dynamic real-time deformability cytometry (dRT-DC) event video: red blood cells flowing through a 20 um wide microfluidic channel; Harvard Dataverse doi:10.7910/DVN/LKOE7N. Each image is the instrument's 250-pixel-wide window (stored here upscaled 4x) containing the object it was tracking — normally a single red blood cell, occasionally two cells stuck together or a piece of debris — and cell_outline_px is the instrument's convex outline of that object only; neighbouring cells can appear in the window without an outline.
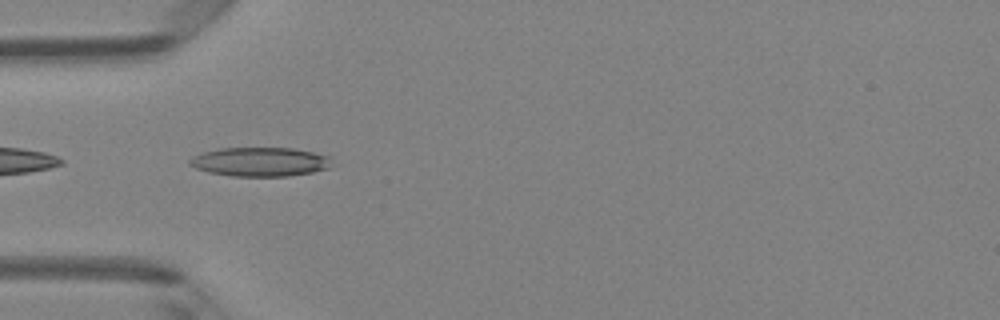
{"species": "Egyptian fruit bat (a non-hibernating species)", "species_latin": "Rousettus aegyptiacus", "temperature_condition": "room temperature", "stored_images_in_passage": 6, "camera_frame_rate_fps": 3000, "um_per_image_px": 0.085, "animal": {"sex": "female"}, "frame": {"image": 1, "passage_image": 4, "time_ms": 1.0, "image_size_px": [1000, 320], "cell_outline_px": [[336, 164], [332, 168], [312, 172], [288, 176], [232, 176], [208, 172], [196, 168], [188, 164], [188, 160], [192, 156], [204, 152], [220, 148], [292, 148], [312, 152], [328, 156]], "centroid_in_image_um": [22.14, 13.76], "position_along_channel_um": 62.9, "area_um2": 24.28}}
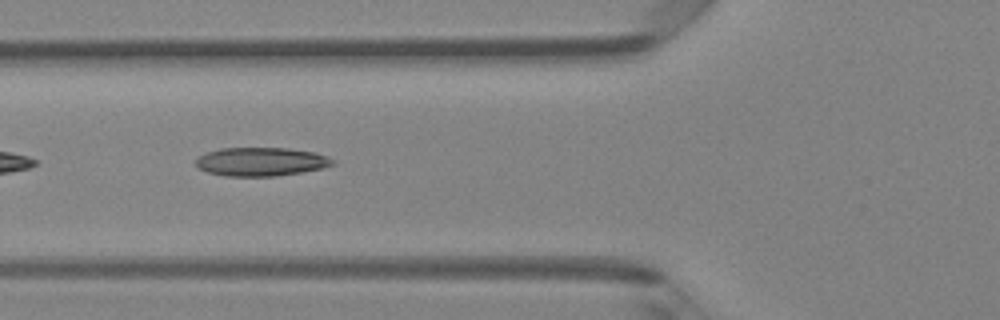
{"frame": {"image": 2, "passage_image": 5, "time_ms": 1.333, "image_size_px": [1000, 320], "cell_outline_px": [[336, 164], [324, 168], [276, 176], [224, 176], [208, 172], [196, 168], [196, 156], [220, 148], [288, 148], [316, 152], [328, 156], [336, 160]], "centroid_in_image_um": [22.21, 13.74], "position_along_channel_um": 103.6, "area_um2": 23.12}}
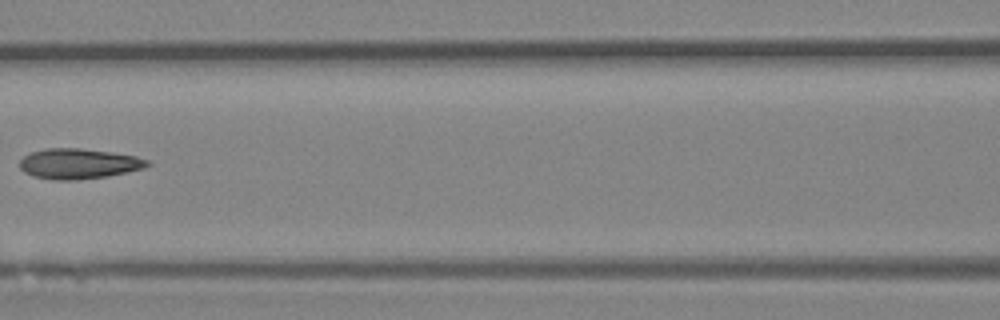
{"frame": {"image": 3, "passage_image": 6, "time_ms": 1.667, "image_size_px": [1000, 320], "cell_outline_px": [[152, 164], [144, 168], [108, 176], [76, 180], [52, 180], [32, 176], [24, 172], [20, 168], [20, 160], [24, 156], [32, 152], [44, 148], [80, 148], [112, 152], [136, 156], [148, 160]], "centroid_in_image_um": [6.68, 13.91], "position_along_channel_um": 159.9, "area_um2": 22.66}}